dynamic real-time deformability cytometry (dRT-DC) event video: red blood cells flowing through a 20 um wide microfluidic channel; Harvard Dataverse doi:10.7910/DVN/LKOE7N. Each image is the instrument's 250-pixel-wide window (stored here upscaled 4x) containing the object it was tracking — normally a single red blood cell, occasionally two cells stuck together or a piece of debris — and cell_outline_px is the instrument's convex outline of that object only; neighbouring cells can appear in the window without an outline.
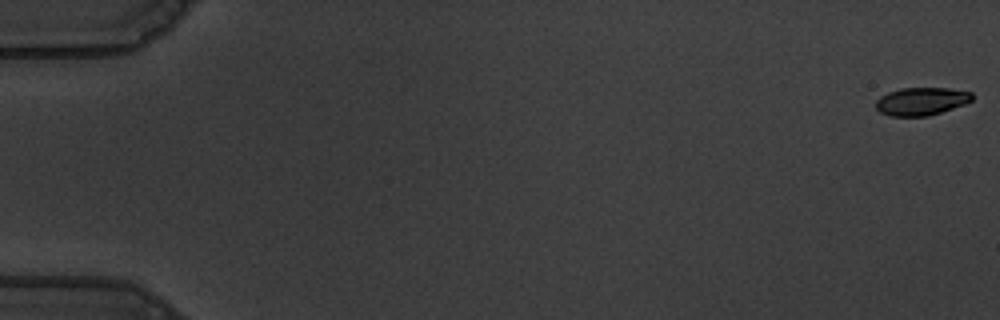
{"species": "common noctule bat (a hibernating species)", "species_latin": "Nyctalus noctula", "temperature_condition": "warm", "stored_images_in_passage": 57, "camera_frame_rate_fps": 3000, "um_per_image_px": 0.085, "animal": {"sex": "male", "body_mass_g": 19.5, "forearm_length_mm": 54.6}, "frame": {"image": 1, "passage_image": 1, "time_ms": 0.0, "image_size_px": [1000, 320], "cell_outline_px": [[972, 100], [964, 104], [928, 116], [892, 116], [880, 112], [876, 108], [876, 100], [880, 96], [888, 92], [900, 88], [948, 88], [972, 92]], "centroid_in_image_um": [78.29, 8.6], "position_along_channel_um": 6.7, "area_um2": 15.55}}
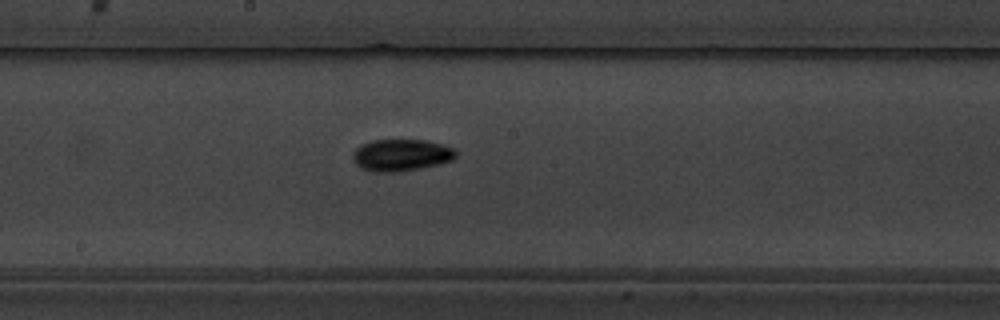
{"frame": {"image": 2, "passage_image": 32, "time_ms": 10.333, "image_size_px": [1000, 320], "cell_outline_px": [[456, 156], [452, 160], [440, 164], [400, 172], [372, 172], [360, 168], [356, 164], [352, 156], [352, 152], [360, 144], [372, 140], [424, 140], [440, 144], [452, 148], [456, 152]], "centroid_in_image_um": [34.05, 13.19], "position_along_channel_um": 214.1, "area_um2": 19.25}}
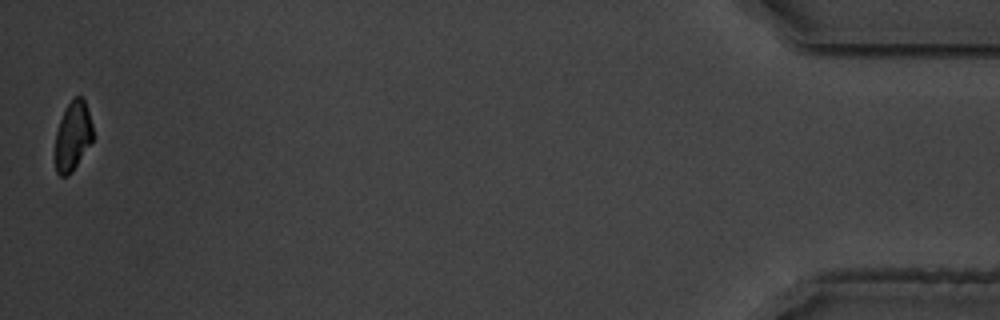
{"frame": {"image": 3, "passage_image": 57, "time_ms": 18.667, "image_size_px": [1000, 320], "cell_outline_px": [[92, 140], [72, 172], [68, 176], [60, 176], [56, 172], [56, 132], [60, 120], [72, 96], [80, 96], [84, 100], [92, 124]], "centroid_in_image_um": [6.18, 11.56], "position_along_channel_um": 429.0, "area_um2": 14.91}, "authors_computed_cell_mechanics": {"area_um2": 17.34, "velocity_mm_per_s": 3.6212, "shape_relaxation_time_tau1_ms": 3.4105, "shape_relaxation_time_tau2_ms": null, "deformation_change_tau1": 0.1473, "deformation_change_tau2": null}}